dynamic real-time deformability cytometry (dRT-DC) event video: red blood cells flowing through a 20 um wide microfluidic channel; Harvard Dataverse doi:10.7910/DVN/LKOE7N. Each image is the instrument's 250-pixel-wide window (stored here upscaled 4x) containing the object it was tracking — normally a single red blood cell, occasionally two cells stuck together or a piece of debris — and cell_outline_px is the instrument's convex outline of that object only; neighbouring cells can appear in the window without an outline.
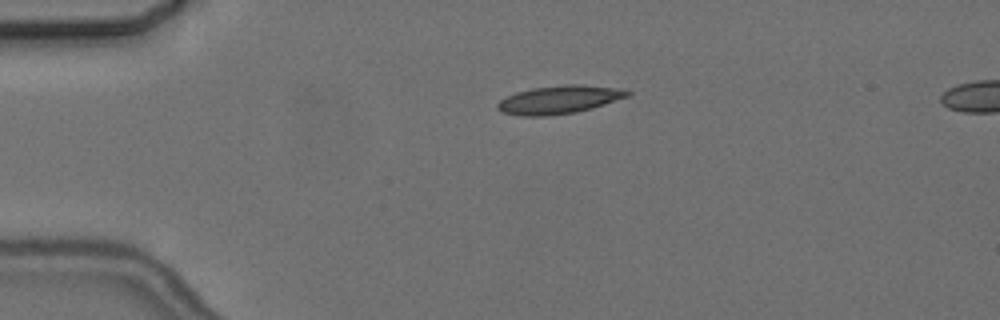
{"species": "common noctule bat (a hibernating species)", "species_latin": "Nyctalus noctula", "temperature_condition": "cold", "stored_images_in_passage": 3, "segment_of_instrument_passage": [1, 2], "camera_frame_rate_fps": 3000, "um_per_image_px": 0.085, "animal": {"sex": "female", "body_mass_g": 24.6, "forearm_length_mm": 56.2}, "frame": {"image": 1, "passage_image": 1, "time_ms": 0.0, "image_size_px": [1000, 320], "cell_outline_px": [[632, 92], [628, 96], [592, 108], [576, 112], [548, 116], [520, 116], [500, 112], [496, 108], [496, 104], [500, 100], [516, 92], [532, 88], [564, 84], [580, 84], [624, 88]], "centroid_in_image_um": [47.52, 8.46], "position_along_channel_um": 37.5, "area_um2": 21.56}}